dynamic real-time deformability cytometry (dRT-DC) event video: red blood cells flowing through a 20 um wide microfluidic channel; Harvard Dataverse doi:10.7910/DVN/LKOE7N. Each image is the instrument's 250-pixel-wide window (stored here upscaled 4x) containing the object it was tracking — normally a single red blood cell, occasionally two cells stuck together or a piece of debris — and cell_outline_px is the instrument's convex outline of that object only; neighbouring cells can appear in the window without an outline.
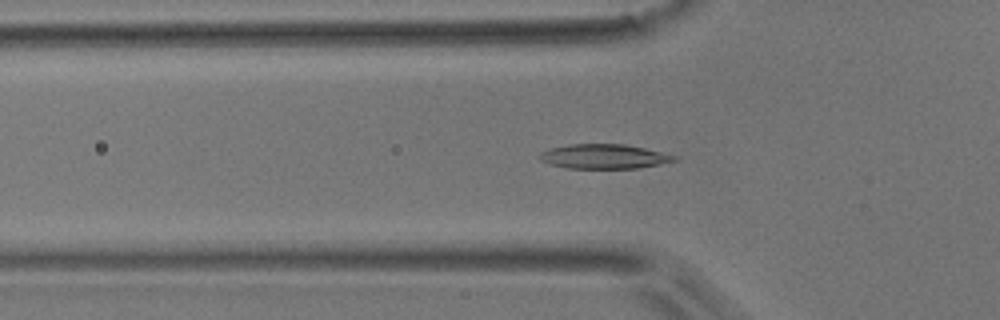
{"species": "common noctule bat (a hibernating species)", "species_latin": "Nyctalus noctula", "temperature_condition": "room temperature", "stored_images_in_passage": 50, "segment_of_instrument_passage": [1, 2], "camera_frame_rate_fps": 3000, "um_per_image_px": 0.085, "animal": {"sex": "male", "body_mass_g": 17.9}, "frame": {"image": 1, "passage_image": 15, "time_ms": 4.667, "image_size_px": [1000, 320], "cell_outline_px": [[680, 160], [660, 164], [636, 168], [568, 168], [552, 164], [540, 160], [536, 156], [540, 152], [548, 148], [568, 144], [624, 144], [644, 148], [676, 156]], "centroid_in_image_um": [51.3, 13.29], "position_along_channel_um": 74.5, "area_um2": 19.25}}
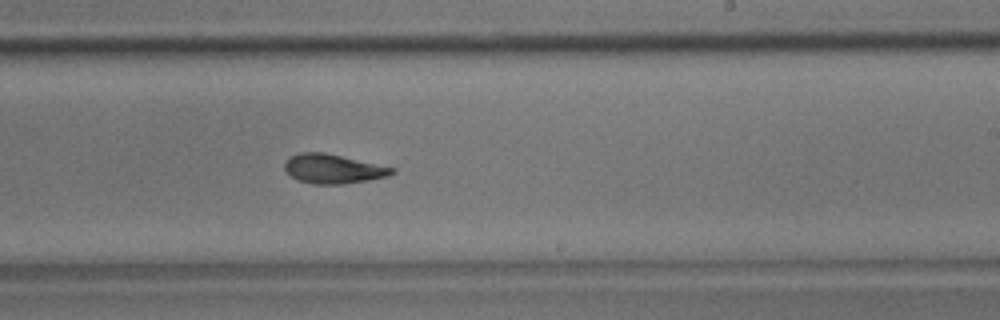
{"frame": {"image": 2, "passage_image": 29, "time_ms": 9.333, "image_size_px": [1000, 320], "cell_outline_px": [[396, 172], [388, 176], [368, 180], [344, 184], [312, 184], [300, 180], [292, 176], [284, 168], [284, 164], [292, 156], [300, 152], [324, 152], [396, 168]], "centroid_in_image_um": [28.35, 14.35], "position_along_channel_um": 260.6, "area_um2": 18.15}}
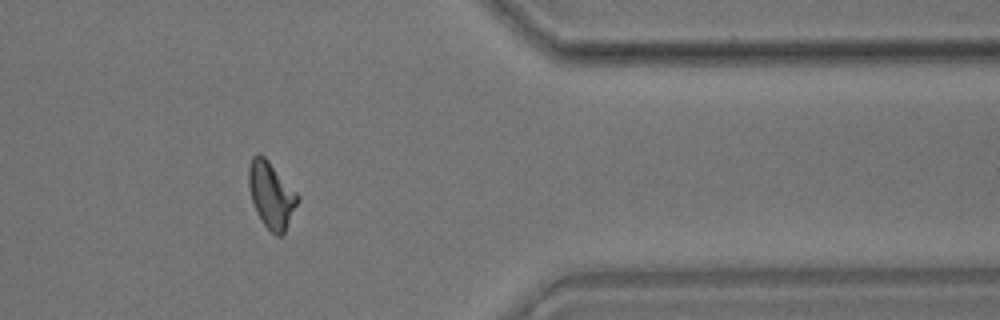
{"frame": {"image": 3, "passage_image": 40, "time_ms": 13.0, "image_size_px": [1000, 320], "cell_outline_px": [[300, 200], [284, 232], [280, 236], [276, 236], [264, 224], [256, 212], [252, 200], [248, 184], [248, 168], [252, 156], [256, 152], [260, 152], [268, 160], [300, 196]], "centroid_in_image_um": [23.05, 16.54], "position_along_channel_um": 388.3, "area_um2": 18.9}}